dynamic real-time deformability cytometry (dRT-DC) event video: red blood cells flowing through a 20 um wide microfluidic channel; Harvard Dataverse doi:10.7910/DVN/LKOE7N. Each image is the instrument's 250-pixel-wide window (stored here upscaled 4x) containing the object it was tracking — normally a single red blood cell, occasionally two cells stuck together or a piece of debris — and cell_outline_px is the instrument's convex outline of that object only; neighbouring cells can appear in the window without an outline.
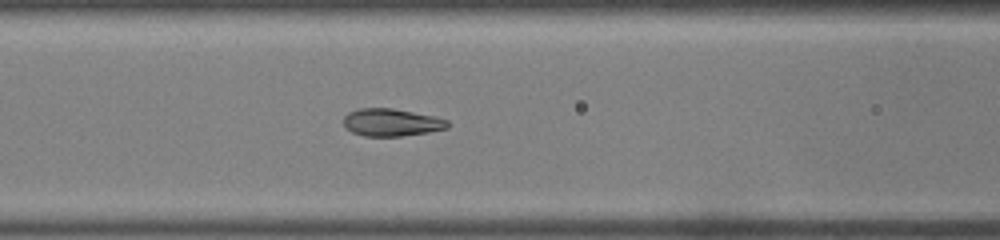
{"species": "common noctule bat (a hibernating species)", "species_latin": "Nyctalus noctula", "temperature_condition": "warm", "stored_images_in_passage": 28, "camera_frame_rate_fps": 3000, "um_per_image_px": 0.085, "animal": {"sex": "male", "body_mass_g": 19.0, "forearm_length_mm": 50.8}, "frame": {"image": 1, "passage_image": 13, "time_ms": 4.0, "image_size_px": [1000, 240], "cell_outline_px": [[448, 128], [428, 132], [400, 136], [364, 136], [352, 132], [344, 128], [344, 116], [348, 112], [360, 108], [392, 108], [436, 116], [448, 120]], "centroid_in_image_um": [33.26, 10.4], "position_along_channel_um": 133.3, "area_um2": 16.76}}
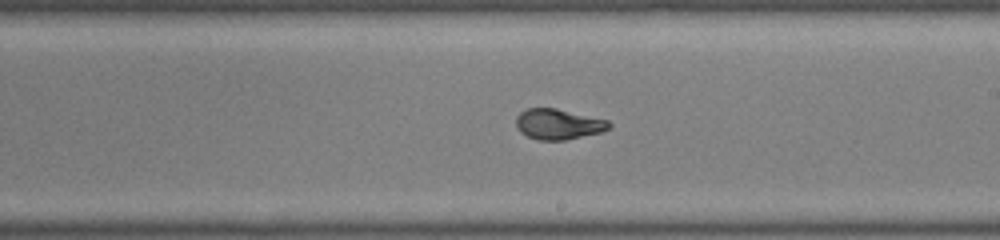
{"frame": {"image": 2, "passage_image": 19, "time_ms": 6.0, "image_size_px": [1000, 240], "cell_outline_px": [[612, 124], [608, 128], [600, 132], [564, 140], [540, 140], [528, 136], [520, 132], [516, 128], [516, 116], [520, 112], [528, 108], [556, 108], [608, 120]], "centroid_in_image_um": [47.42, 10.54], "position_along_channel_um": 241.6, "area_um2": 16.42}}
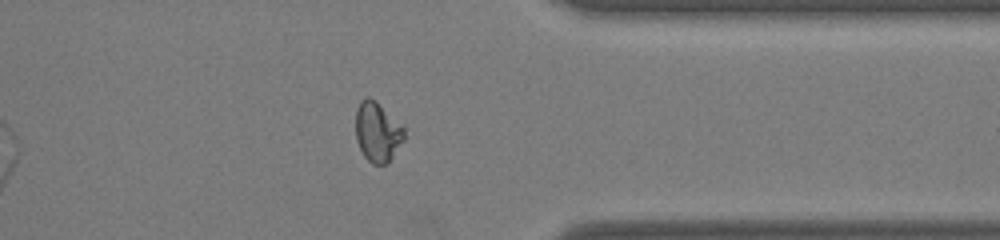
{"frame": {"image": 3, "passage_image": 27, "time_ms": 8.667, "image_size_px": [1000, 240], "cell_outline_px": [[404, 140], [388, 164], [372, 164], [364, 156], [356, 140], [356, 108], [360, 100], [368, 96], [404, 128]], "centroid_in_image_um": [32.06, 11.26], "position_along_channel_um": 379.3, "area_um2": 16.53}}